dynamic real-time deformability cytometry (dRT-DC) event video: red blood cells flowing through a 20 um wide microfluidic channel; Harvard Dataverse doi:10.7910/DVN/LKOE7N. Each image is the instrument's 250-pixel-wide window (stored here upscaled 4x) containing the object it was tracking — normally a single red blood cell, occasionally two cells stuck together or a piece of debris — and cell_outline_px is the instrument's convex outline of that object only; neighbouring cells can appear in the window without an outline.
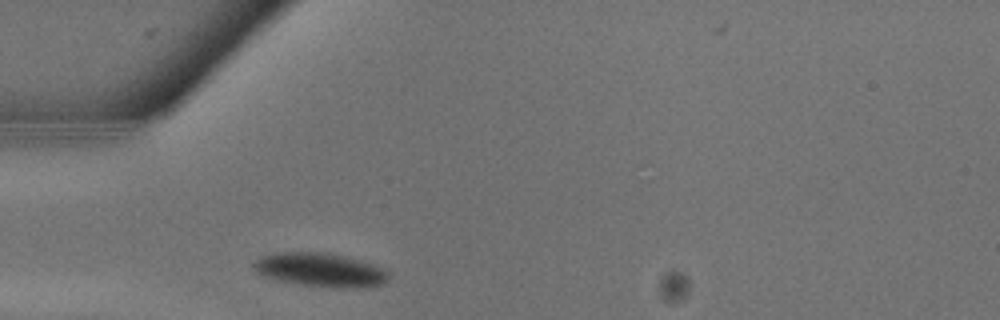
{"species": "common noctule bat (a hibernating species)", "species_latin": "Nyctalus noctula", "temperature_condition": "warm", "stored_images_in_passage": 15, "camera_frame_rate_fps": 3000, "um_per_image_px": 0.085, "animal": {"sex": "male", "body_mass_g": 13.3}, "frame": {"image": 1, "passage_image": 2, "time_ms": 0.333, "image_size_px": [1000, 320], "cell_outline_px": [[388, 280], [384, 284], [368, 288], [344, 288], [304, 284], [284, 280], [268, 276], [256, 272], [252, 268], [252, 264], [260, 256], [272, 252], [324, 252], [344, 256], [372, 264], [384, 268], [388, 272]], "centroid_in_image_um": [27.27, 22.92], "position_along_channel_um": 57.7, "area_um2": 26.36}}
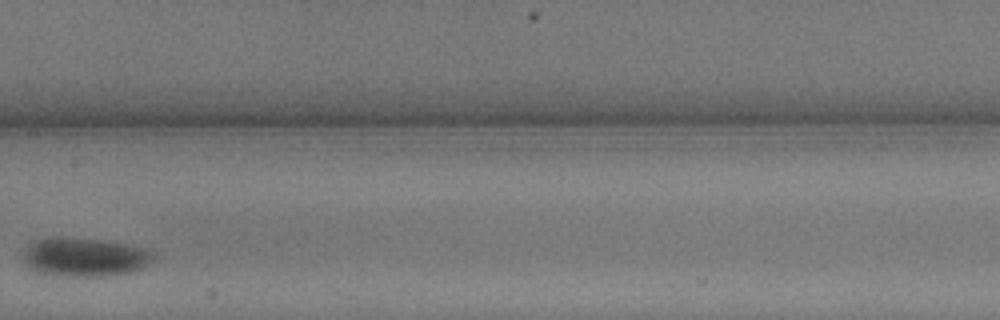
{"frame": {"image": 2, "passage_image": 8, "time_ms": 2.333, "image_size_px": [1000, 320], "cell_outline_px": [[156, 256], [152, 260], [140, 268], [132, 272], [100, 276], [60, 276], [44, 272], [32, 268], [24, 260], [24, 252], [28, 244], [36, 240], [52, 236], [68, 236], [100, 240], [128, 244], [144, 248], [156, 252]], "centroid_in_image_um": [7.23, 21.82], "position_along_channel_um": 200.2, "area_um2": 29.36}}
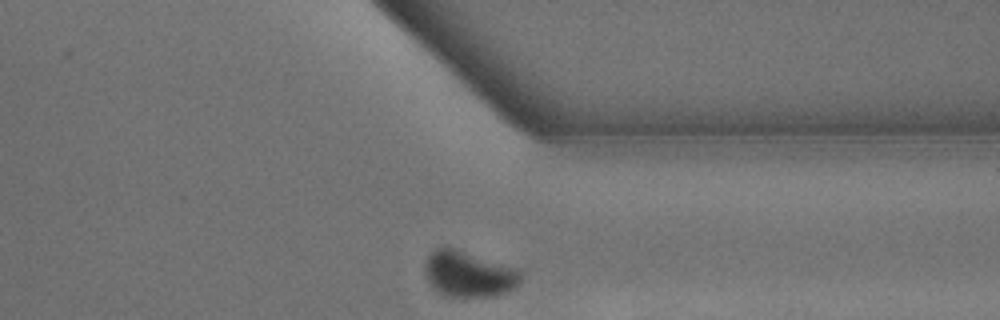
{"frame": {"image": 3, "passage_image": 15, "time_ms": 4.667, "image_size_px": [1000, 320], "cell_outline_px": [[520, 284], [508, 292], [492, 296], [444, 296], [432, 288], [424, 272], [424, 264], [428, 256], [436, 248], [444, 244], [520, 268]], "centroid_in_image_um": [39.83, 23.26], "position_along_channel_um": 371.6, "area_um2": 26.24}}